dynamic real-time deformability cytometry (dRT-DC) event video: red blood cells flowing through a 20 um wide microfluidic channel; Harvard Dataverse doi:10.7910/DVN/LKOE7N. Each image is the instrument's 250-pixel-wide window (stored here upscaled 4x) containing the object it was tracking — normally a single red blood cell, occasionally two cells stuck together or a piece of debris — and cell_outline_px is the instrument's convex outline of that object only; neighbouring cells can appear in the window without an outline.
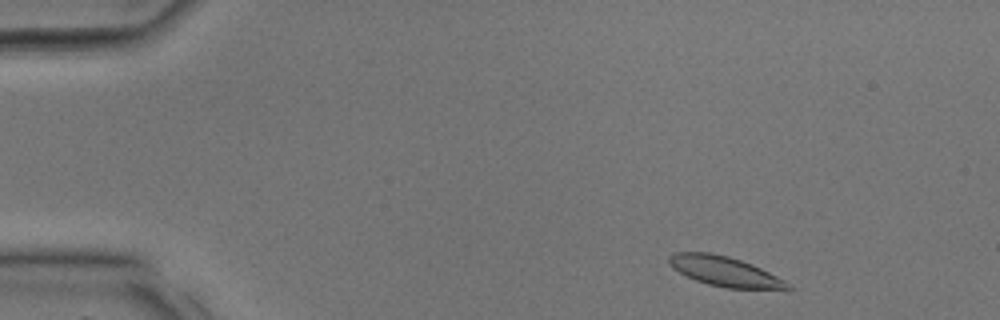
{"species": "common noctule bat (a hibernating species)", "species_latin": "Nyctalus noctula", "temperature_condition": "room temperature", "stored_images_in_passage": 9, "camera_frame_rate_fps": 3000, "um_per_image_px": 0.085, "animal": {"sex": "male", "body_mass_g": 17.9, "forearm_length_mm": 54.2}, "frame": {"image": 1, "passage_image": 2, "time_ms": 0.333, "image_size_px": [1000, 320], "cell_outline_px": [[792, 288], [728, 288], [708, 284], [696, 280], [672, 268], [668, 264], [668, 256], [676, 252], [712, 252], [728, 256], [752, 264], [792, 284]], "centroid_in_image_um": [61.54, 23.04], "position_along_channel_um": 23.5, "area_um2": 20.29}}
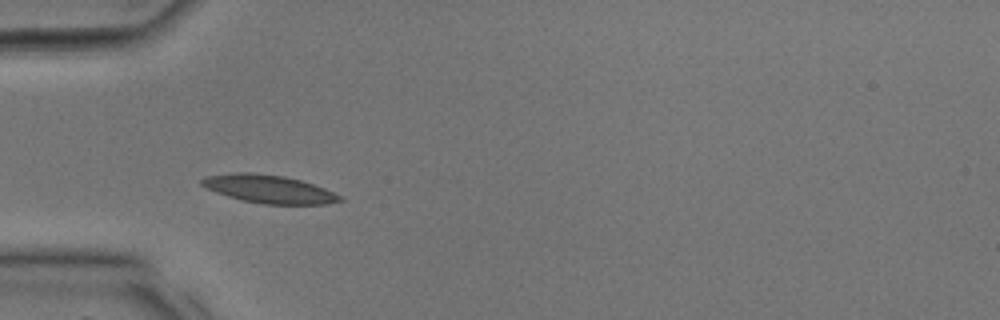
{"frame": {"image": 2, "passage_image": 8, "time_ms": 2.333, "image_size_px": [1000, 320], "cell_outline_px": [[344, 200], [324, 204], [264, 204], [244, 200], [228, 196], [216, 192], [200, 184], [200, 180], [208, 176], [232, 172], [252, 172], [284, 176], [300, 180], [324, 188], [344, 196]], "centroid_in_image_um": [22.88, 16.06], "position_along_channel_um": 62.1, "area_um2": 22.48}}